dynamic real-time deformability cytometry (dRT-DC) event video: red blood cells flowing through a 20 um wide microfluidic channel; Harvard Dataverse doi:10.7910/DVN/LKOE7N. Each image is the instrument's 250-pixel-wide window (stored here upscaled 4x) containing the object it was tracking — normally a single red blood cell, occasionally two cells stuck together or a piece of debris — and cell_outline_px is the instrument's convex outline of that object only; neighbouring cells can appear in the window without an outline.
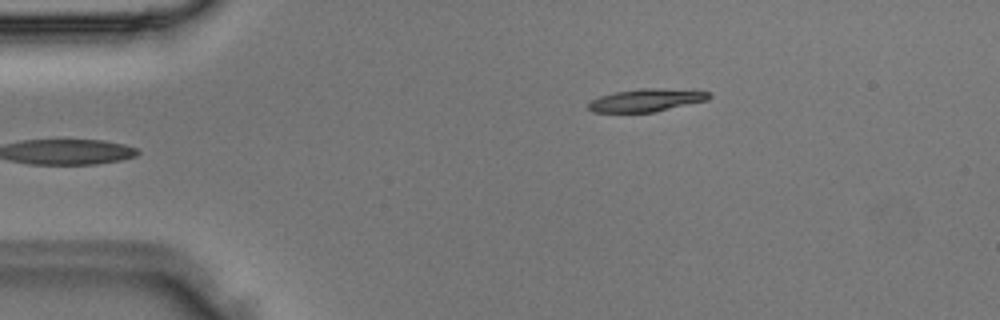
{"species": "Egyptian fruit bat (a non-hibernating species)", "species_latin": "Rousettus aegyptiacus", "temperature_condition": "room temperature", "stored_images_in_passage": 4, "camera_frame_rate_fps": 3000, "um_per_image_px": 0.085, "animal": {"sex": "male"}, "frame": {"image": 1, "passage_image": 4, "time_ms": 1.0, "image_size_px": [1000, 320], "cell_outline_px": [[712, 96], [708, 100], [652, 112], [592, 112], [588, 108], [588, 104], [592, 100], [600, 96], [616, 92], [644, 88], [692, 88], [712, 92]], "centroid_in_image_um": [55.06, 8.49], "position_along_channel_um": 29.9, "area_um2": 16.24}}